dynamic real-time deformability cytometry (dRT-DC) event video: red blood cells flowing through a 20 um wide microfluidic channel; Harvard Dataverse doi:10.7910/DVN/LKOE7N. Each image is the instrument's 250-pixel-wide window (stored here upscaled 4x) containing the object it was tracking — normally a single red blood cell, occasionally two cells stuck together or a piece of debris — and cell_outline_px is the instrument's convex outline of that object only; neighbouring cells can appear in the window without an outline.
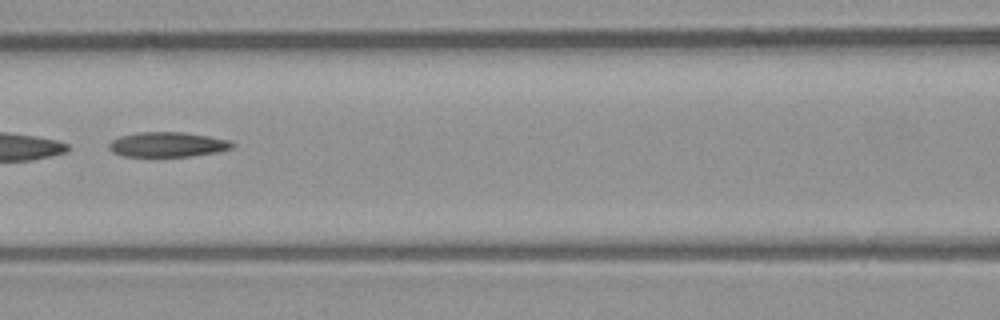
{"species": "common noctule bat (a hibernating species)", "species_latin": "Nyctalus noctula", "temperature_condition": "room temperature", "stored_images_in_passage": 45, "camera_frame_rate_fps": 3000, "um_per_image_px": 0.085, "animal": {"sex": "male", "body_mass_g": 23.1, "forearm_length_mm": 52.7}, "frame": {"image": 1, "passage_image": 17, "time_ms": 5.333, "image_size_px": [1000, 320], "cell_outline_px": [[236, 144], [232, 148], [216, 152], [192, 156], [124, 156], [112, 152], [108, 148], [108, 144], [112, 140], [120, 136], [140, 132], [184, 132], [232, 140]], "centroid_in_image_um": [14.26, 12.28], "position_along_channel_um": 152.3, "area_um2": 17.92}}
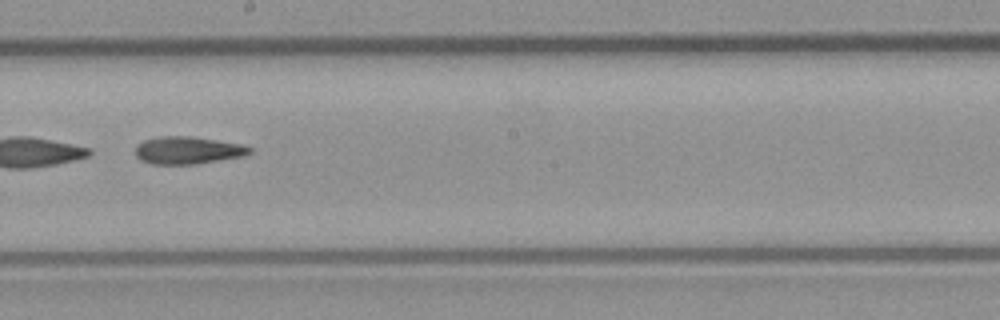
{"frame": {"image": 2, "passage_image": 23, "time_ms": 7.333, "image_size_px": [1000, 320], "cell_outline_px": [[252, 152], [244, 156], [196, 164], [152, 164], [140, 160], [136, 156], [136, 144], [144, 140], [160, 136], [192, 136], [240, 144], [252, 148]], "centroid_in_image_um": [15.94, 12.77], "position_along_channel_um": 232.3, "area_um2": 18.32}}